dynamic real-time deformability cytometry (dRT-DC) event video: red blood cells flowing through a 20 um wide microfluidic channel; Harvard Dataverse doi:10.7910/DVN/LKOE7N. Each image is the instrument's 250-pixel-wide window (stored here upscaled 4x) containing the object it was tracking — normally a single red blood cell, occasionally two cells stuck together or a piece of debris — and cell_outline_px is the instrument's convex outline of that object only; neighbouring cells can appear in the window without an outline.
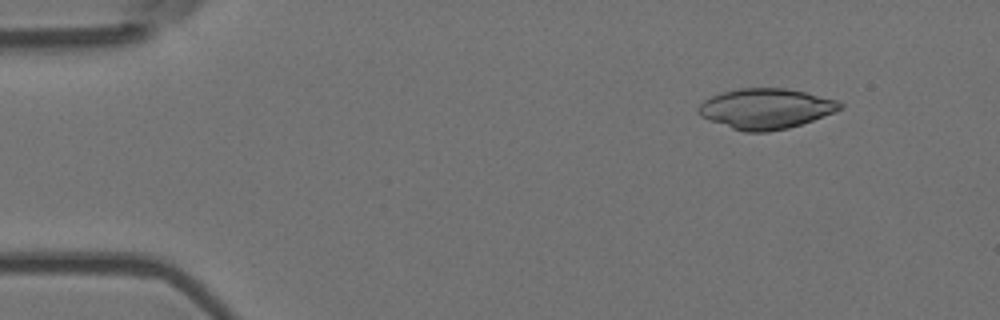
{"species": "Egyptian fruit bat (a non-hibernating species)", "species_latin": "Rousettus aegyptiacus", "temperature_condition": "room temperature", "stored_images_in_passage": 9, "camera_frame_rate_fps": 3000, "um_per_image_px": 0.085, "animal": {"sex": "female"}, "frame": {"image": 1, "passage_image": 2, "time_ms": 0.333, "image_size_px": [1000, 320], "cell_outline_px": [[844, 108], [812, 120], [788, 128], [768, 132], [744, 132], [708, 120], [700, 116], [700, 104], [704, 100], [712, 96], [724, 92], [740, 88], [784, 88], [808, 92], [840, 100], [844, 104]], "centroid_in_image_um": [65.15, 9.23], "position_along_channel_um": 19.9, "area_um2": 33.23}}